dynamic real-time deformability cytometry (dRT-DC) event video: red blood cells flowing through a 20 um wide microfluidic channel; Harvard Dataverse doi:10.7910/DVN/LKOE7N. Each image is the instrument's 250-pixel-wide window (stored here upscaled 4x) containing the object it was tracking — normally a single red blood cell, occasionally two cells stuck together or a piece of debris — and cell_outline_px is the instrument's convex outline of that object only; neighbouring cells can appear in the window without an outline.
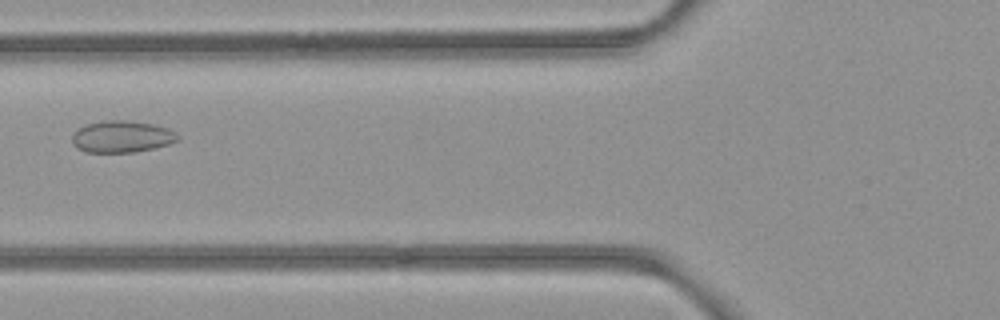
{"species": "common noctule bat (a hibernating species)", "species_latin": "Nyctalus noctula", "temperature_condition": "room temperature", "stored_images_in_passage": 2, "camera_frame_rate_fps": 3000, "um_per_image_px": 0.085, "animal": {"sex": "female", "body_mass_g": 21.9}, "frame": {"image": 1, "passage_image": 2, "time_ms": 0.333, "image_size_px": [1000, 320], "cell_outline_px": [[180, 140], [168, 144], [152, 148], [132, 152], [84, 152], [76, 148], [72, 144], [72, 132], [76, 128], [84, 124], [104, 120], [128, 120], [152, 124], [168, 128], [176, 132], [180, 136]], "centroid_in_image_um": [10.31, 11.6], "position_along_channel_um": 115.5, "area_um2": 19.88}}